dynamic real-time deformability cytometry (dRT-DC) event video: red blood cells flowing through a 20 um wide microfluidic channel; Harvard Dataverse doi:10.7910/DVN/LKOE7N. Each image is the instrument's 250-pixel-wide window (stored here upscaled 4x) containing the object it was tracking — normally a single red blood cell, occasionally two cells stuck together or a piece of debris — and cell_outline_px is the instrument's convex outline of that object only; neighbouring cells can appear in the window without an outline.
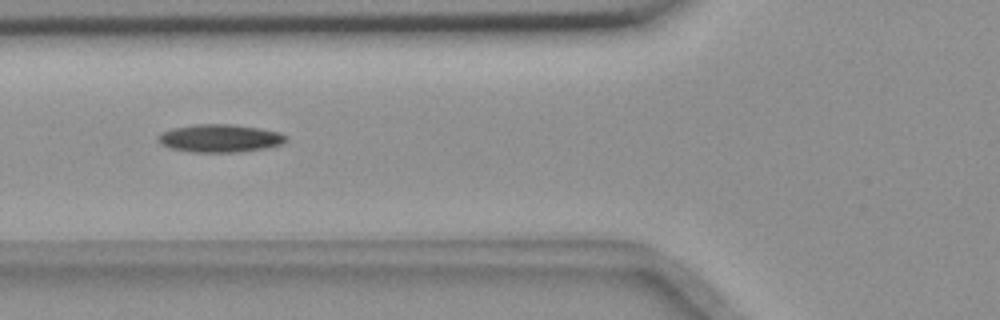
{"species": "common noctule bat (a hibernating species)", "species_latin": "Nyctalus noctula", "temperature_condition": "room temperature", "stored_images_in_passage": 13, "camera_frame_rate_fps": 3000, "um_per_image_px": 0.085, "animal": {"sex": "female", "body_mass_g": 18.4}, "frame": {"image": 1, "passage_image": 6, "time_ms": 1.667, "image_size_px": [1000, 320], "cell_outline_px": [[284, 144], [264, 148], [236, 152], [188, 152], [168, 148], [160, 144], [156, 140], [156, 136], [160, 132], [172, 128], [196, 124], [228, 124], [260, 128], [280, 132], [284, 136]], "centroid_in_image_um": [18.59, 11.75], "position_along_channel_um": 107.2, "area_um2": 20.92}}
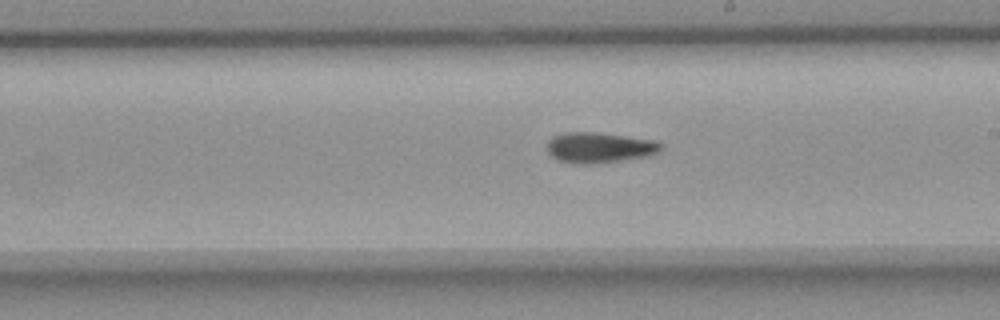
{"frame": {"image": 2, "passage_image": 11, "time_ms": 3.333, "image_size_px": [1000, 320], "cell_outline_px": [[660, 148], [652, 156], [592, 164], [572, 164], [556, 160], [548, 152], [548, 140], [552, 136], [568, 132], [596, 132], [656, 140], [660, 144]], "centroid_in_image_um": [50.92, 12.55], "position_along_channel_um": 238.1, "area_um2": 20.35}}